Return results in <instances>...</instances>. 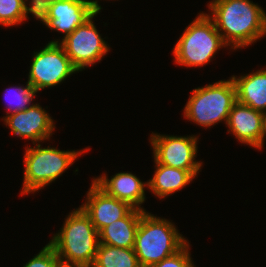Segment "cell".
Wrapping results in <instances>:
<instances>
[{
    "instance_id": "cell-18",
    "label": "cell",
    "mask_w": 266,
    "mask_h": 267,
    "mask_svg": "<svg viewBox=\"0 0 266 267\" xmlns=\"http://www.w3.org/2000/svg\"><path fill=\"white\" fill-rule=\"evenodd\" d=\"M92 267H141L133 248L99 243Z\"/></svg>"
},
{
    "instance_id": "cell-9",
    "label": "cell",
    "mask_w": 266,
    "mask_h": 267,
    "mask_svg": "<svg viewBox=\"0 0 266 267\" xmlns=\"http://www.w3.org/2000/svg\"><path fill=\"white\" fill-rule=\"evenodd\" d=\"M97 14L95 12L63 40L49 41V43H60L63 46L66 55L78 71H83L96 62H100L110 50V46L94 25L93 19Z\"/></svg>"
},
{
    "instance_id": "cell-4",
    "label": "cell",
    "mask_w": 266,
    "mask_h": 267,
    "mask_svg": "<svg viewBox=\"0 0 266 267\" xmlns=\"http://www.w3.org/2000/svg\"><path fill=\"white\" fill-rule=\"evenodd\" d=\"M34 145L26 147L24 154L22 195L34 194L43 189L72 166L79 155L90 150L88 147L79 151H65L50 146L43 148L39 143Z\"/></svg>"
},
{
    "instance_id": "cell-20",
    "label": "cell",
    "mask_w": 266,
    "mask_h": 267,
    "mask_svg": "<svg viewBox=\"0 0 266 267\" xmlns=\"http://www.w3.org/2000/svg\"><path fill=\"white\" fill-rule=\"evenodd\" d=\"M14 91V92H13ZM38 93L33 87L27 82L25 87L15 86L9 87L5 90V100L8 102L6 106V116L18 111H23L28 107L32 106L31 102ZM11 95V100L9 96ZM9 100V101H8ZM31 104V105H30ZM8 107V108H7Z\"/></svg>"
},
{
    "instance_id": "cell-2",
    "label": "cell",
    "mask_w": 266,
    "mask_h": 267,
    "mask_svg": "<svg viewBox=\"0 0 266 267\" xmlns=\"http://www.w3.org/2000/svg\"><path fill=\"white\" fill-rule=\"evenodd\" d=\"M63 264L92 266L99 232L81 207L72 210L62 228L49 241Z\"/></svg>"
},
{
    "instance_id": "cell-23",
    "label": "cell",
    "mask_w": 266,
    "mask_h": 267,
    "mask_svg": "<svg viewBox=\"0 0 266 267\" xmlns=\"http://www.w3.org/2000/svg\"><path fill=\"white\" fill-rule=\"evenodd\" d=\"M266 138V112L263 113V135H262V148L264 146V139Z\"/></svg>"
},
{
    "instance_id": "cell-1",
    "label": "cell",
    "mask_w": 266,
    "mask_h": 267,
    "mask_svg": "<svg viewBox=\"0 0 266 267\" xmlns=\"http://www.w3.org/2000/svg\"><path fill=\"white\" fill-rule=\"evenodd\" d=\"M210 14L224 43L242 49L266 35V12L251 0H212Z\"/></svg>"
},
{
    "instance_id": "cell-16",
    "label": "cell",
    "mask_w": 266,
    "mask_h": 267,
    "mask_svg": "<svg viewBox=\"0 0 266 267\" xmlns=\"http://www.w3.org/2000/svg\"><path fill=\"white\" fill-rule=\"evenodd\" d=\"M241 76H231L237 101L260 112H266V69Z\"/></svg>"
},
{
    "instance_id": "cell-8",
    "label": "cell",
    "mask_w": 266,
    "mask_h": 267,
    "mask_svg": "<svg viewBox=\"0 0 266 267\" xmlns=\"http://www.w3.org/2000/svg\"><path fill=\"white\" fill-rule=\"evenodd\" d=\"M32 58L27 82L37 92L62 83L73 73H79L60 43L48 42L42 50L34 51Z\"/></svg>"
},
{
    "instance_id": "cell-22",
    "label": "cell",
    "mask_w": 266,
    "mask_h": 267,
    "mask_svg": "<svg viewBox=\"0 0 266 267\" xmlns=\"http://www.w3.org/2000/svg\"><path fill=\"white\" fill-rule=\"evenodd\" d=\"M189 248V242H187L175 254L151 265L150 267H195L192 262Z\"/></svg>"
},
{
    "instance_id": "cell-11",
    "label": "cell",
    "mask_w": 266,
    "mask_h": 267,
    "mask_svg": "<svg viewBox=\"0 0 266 267\" xmlns=\"http://www.w3.org/2000/svg\"><path fill=\"white\" fill-rule=\"evenodd\" d=\"M51 118L43 107L38 103H33L23 111L4 116L2 120L6 126H9L14 136L31 140L33 144H37L50 139L55 131L56 125Z\"/></svg>"
},
{
    "instance_id": "cell-12",
    "label": "cell",
    "mask_w": 266,
    "mask_h": 267,
    "mask_svg": "<svg viewBox=\"0 0 266 267\" xmlns=\"http://www.w3.org/2000/svg\"><path fill=\"white\" fill-rule=\"evenodd\" d=\"M81 208L89 216L98 232L112 222L125 217L133 207L122 200L109 196L93 180Z\"/></svg>"
},
{
    "instance_id": "cell-24",
    "label": "cell",
    "mask_w": 266,
    "mask_h": 267,
    "mask_svg": "<svg viewBox=\"0 0 266 267\" xmlns=\"http://www.w3.org/2000/svg\"><path fill=\"white\" fill-rule=\"evenodd\" d=\"M61 267H92L88 265H67V264H61Z\"/></svg>"
},
{
    "instance_id": "cell-10",
    "label": "cell",
    "mask_w": 266,
    "mask_h": 267,
    "mask_svg": "<svg viewBox=\"0 0 266 267\" xmlns=\"http://www.w3.org/2000/svg\"><path fill=\"white\" fill-rule=\"evenodd\" d=\"M198 139L197 135L170 136L152 132L149 140L157 163L188 170L196 177L203 164L195 159Z\"/></svg>"
},
{
    "instance_id": "cell-14",
    "label": "cell",
    "mask_w": 266,
    "mask_h": 267,
    "mask_svg": "<svg viewBox=\"0 0 266 267\" xmlns=\"http://www.w3.org/2000/svg\"><path fill=\"white\" fill-rule=\"evenodd\" d=\"M113 176V177H112ZM108 179L107 174H102L93 181L109 196L129 203L133 208L145 210L141 205L145 202V187L148 182L141 181L131 172H120Z\"/></svg>"
},
{
    "instance_id": "cell-25",
    "label": "cell",
    "mask_w": 266,
    "mask_h": 267,
    "mask_svg": "<svg viewBox=\"0 0 266 267\" xmlns=\"http://www.w3.org/2000/svg\"><path fill=\"white\" fill-rule=\"evenodd\" d=\"M41 1L42 0H30V3L36 7Z\"/></svg>"
},
{
    "instance_id": "cell-15",
    "label": "cell",
    "mask_w": 266,
    "mask_h": 267,
    "mask_svg": "<svg viewBox=\"0 0 266 267\" xmlns=\"http://www.w3.org/2000/svg\"><path fill=\"white\" fill-rule=\"evenodd\" d=\"M145 211L133 208L125 217L105 226L99 232V243L119 248H134L136 231Z\"/></svg>"
},
{
    "instance_id": "cell-13",
    "label": "cell",
    "mask_w": 266,
    "mask_h": 267,
    "mask_svg": "<svg viewBox=\"0 0 266 267\" xmlns=\"http://www.w3.org/2000/svg\"><path fill=\"white\" fill-rule=\"evenodd\" d=\"M226 125L228 133L231 132L239 142L262 149L263 112L236 101Z\"/></svg>"
},
{
    "instance_id": "cell-19",
    "label": "cell",
    "mask_w": 266,
    "mask_h": 267,
    "mask_svg": "<svg viewBox=\"0 0 266 267\" xmlns=\"http://www.w3.org/2000/svg\"><path fill=\"white\" fill-rule=\"evenodd\" d=\"M35 9L29 0H0V25L11 27L24 23L29 19L28 14L35 17Z\"/></svg>"
},
{
    "instance_id": "cell-5",
    "label": "cell",
    "mask_w": 266,
    "mask_h": 267,
    "mask_svg": "<svg viewBox=\"0 0 266 267\" xmlns=\"http://www.w3.org/2000/svg\"><path fill=\"white\" fill-rule=\"evenodd\" d=\"M225 48L221 34L213 20L201 13L185 28L173 48L174 61L186 67H201L208 64L220 48Z\"/></svg>"
},
{
    "instance_id": "cell-7",
    "label": "cell",
    "mask_w": 266,
    "mask_h": 267,
    "mask_svg": "<svg viewBox=\"0 0 266 267\" xmlns=\"http://www.w3.org/2000/svg\"><path fill=\"white\" fill-rule=\"evenodd\" d=\"M98 0H42L35 9V18L64 38L102 9Z\"/></svg>"
},
{
    "instance_id": "cell-3",
    "label": "cell",
    "mask_w": 266,
    "mask_h": 267,
    "mask_svg": "<svg viewBox=\"0 0 266 267\" xmlns=\"http://www.w3.org/2000/svg\"><path fill=\"white\" fill-rule=\"evenodd\" d=\"M187 242L173 222L145 211L139 221L133 249L140 266L150 267L175 254Z\"/></svg>"
},
{
    "instance_id": "cell-6",
    "label": "cell",
    "mask_w": 266,
    "mask_h": 267,
    "mask_svg": "<svg viewBox=\"0 0 266 267\" xmlns=\"http://www.w3.org/2000/svg\"><path fill=\"white\" fill-rule=\"evenodd\" d=\"M184 107V118L201 127L211 128L218 122L227 123L232 106L237 101L232 78L195 88Z\"/></svg>"
},
{
    "instance_id": "cell-21",
    "label": "cell",
    "mask_w": 266,
    "mask_h": 267,
    "mask_svg": "<svg viewBox=\"0 0 266 267\" xmlns=\"http://www.w3.org/2000/svg\"><path fill=\"white\" fill-rule=\"evenodd\" d=\"M62 262L54 248L48 243L34 258H31L23 267H61Z\"/></svg>"
},
{
    "instance_id": "cell-17",
    "label": "cell",
    "mask_w": 266,
    "mask_h": 267,
    "mask_svg": "<svg viewBox=\"0 0 266 267\" xmlns=\"http://www.w3.org/2000/svg\"><path fill=\"white\" fill-rule=\"evenodd\" d=\"M155 171L153 178L149 179L148 188L160 200L180 191L193 181L195 176L188 170L159 164L154 160Z\"/></svg>"
}]
</instances>
